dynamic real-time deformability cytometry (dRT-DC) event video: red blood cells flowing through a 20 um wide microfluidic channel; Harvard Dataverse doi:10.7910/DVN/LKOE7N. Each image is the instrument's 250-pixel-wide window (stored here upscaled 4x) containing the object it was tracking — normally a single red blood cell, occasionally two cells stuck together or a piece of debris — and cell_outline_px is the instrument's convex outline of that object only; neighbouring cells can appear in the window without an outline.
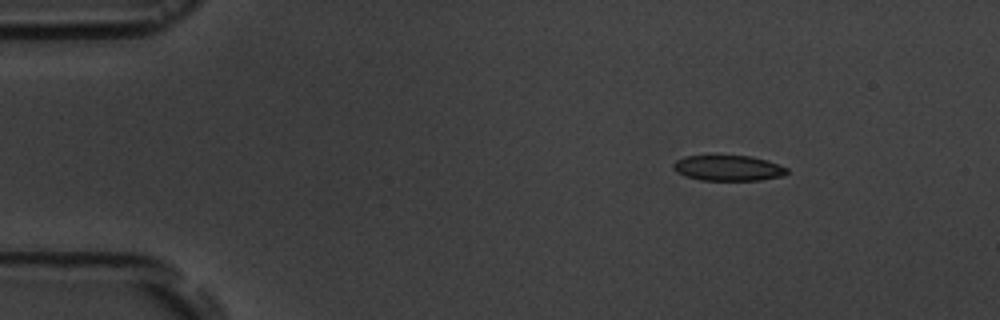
{"species": "common noctule bat (a hibernating species)", "species_latin": "Nyctalus noctula", "temperature_condition": "room temperature", "stored_images_in_passage": 5, "camera_frame_rate_fps": 3000, "um_per_image_px": 0.085, "animal": {"sex": "male", "body_mass_g": 19.5, "forearm_length_mm": 54.6}, "frame": {"image": 1, "passage_image": 1, "time_ms": 0.0, "image_size_px": [1000, 320], "cell_outline_px": [[788, 172], [784, 176], [760, 180], [700, 180], [676, 172], [672, 168], [672, 164], [676, 160], [684, 156], [752, 156], [788, 168]], "centroid_in_image_um": [61.88, 14.29], "position_along_channel_um": 23.1, "area_um2": 16.76}}
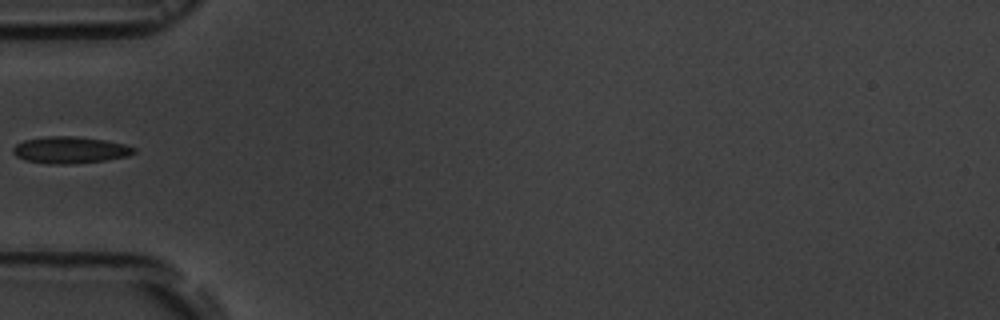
{"frame": {"image": 2, "passage_image": 4, "time_ms": 3.667, "image_size_px": [1000, 320], "cell_outline_px": [[136, 152], [128, 156], [104, 160], [72, 164], [48, 164], [24, 160], [16, 156], [12, 152], [12, 148], [16, 144], [24, 140], [44, 136], [76, 136], [104, 140], [124, 144], [136, 148]], "centroid_in_image_um": [5.93, 12.75], "position_along_channel_um": 79.1, "area_um2": 18.96}}
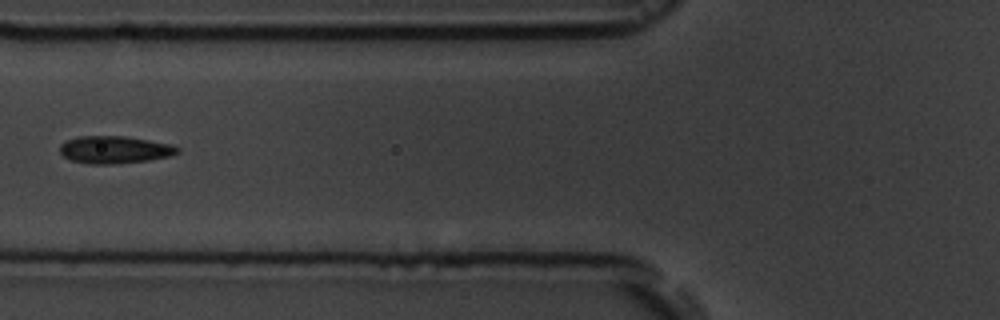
{"frame": {"image": 3, "passage_image": 5, "time_ms": 4.667, "image_size_px": [1000, 320], "cell_outline_px": [[180, 152], [172, 156], [148, 160], [112, 164], [88, 164], [72, 160], [64, 156], [60, 152], [60, 144], [68, 140], [80, 136], [124, 136], [172, 144], [180, 148]], "centroid_in_image_um": [9.78, 12.73], "position_along_channel_um": 116.0, "area_um2": 18.79}}